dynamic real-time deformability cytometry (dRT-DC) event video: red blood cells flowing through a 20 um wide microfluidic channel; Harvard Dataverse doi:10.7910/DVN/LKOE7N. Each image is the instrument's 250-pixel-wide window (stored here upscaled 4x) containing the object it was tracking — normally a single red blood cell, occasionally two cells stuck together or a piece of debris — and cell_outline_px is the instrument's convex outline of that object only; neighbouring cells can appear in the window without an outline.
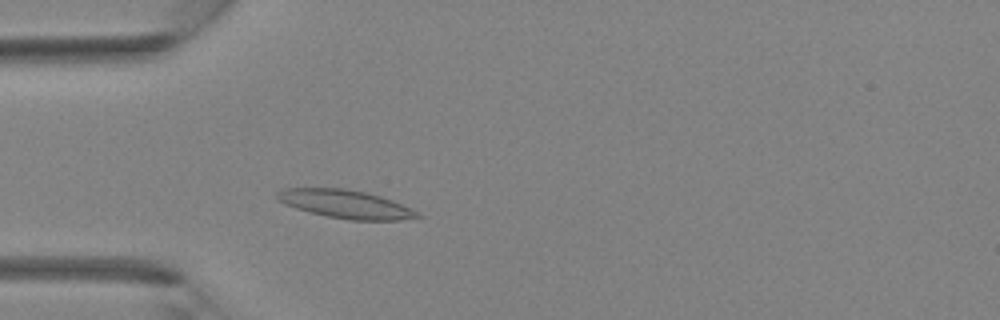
{"species": "Egyptian fruit bat (a non-hibernating species)", "species_latin": "Rousettus aegyptiacus", "temperature_condition": "room temperature", "stored_images_in_passage": 32, "camera_frame_rate_fps": 3000, "um_per_image_px": 0.085, "animal": {"sex": "female"}, "frame": {"image": 1, "passage_image": 6, "time_ms": 1.667, "image_size_px": [1000, 320], "cell_outline_px": [[424, 216], [400, 220], [348, 220], [328, 216], [296, 208], [284, 204], [276, 196], [276, 192], [284, 188], [344, 188], [364, 192], [380, 196], [392, 200], [420, 212]], "centroid_in_image_um": [29.4, 17.35], "position_along_channel_um": 55.6, "area_um2": 23.0}}
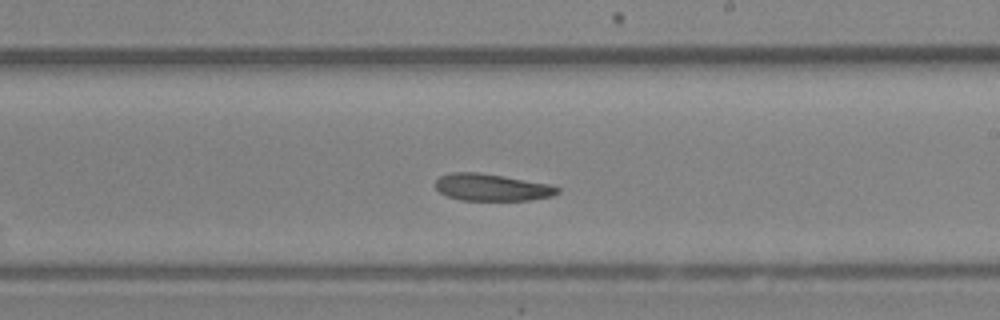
{"frame": {"image": 2, "passage_image": 17, "time_ms": 5.333, "image_size_px": [1000, 320], "cell_outline_px": [[560, 192], [552, 196], [528, 200], [460, 200], [448, 196], [440, 192], [436, 188], [436, 180], [440, 176], [452, 172], [480, 172], [552, 184], [560, 188]], "centroid_in_image_um": [41.83, 15.92], "position_along_channel_um": 247.2, "area_um2": 19.31}}
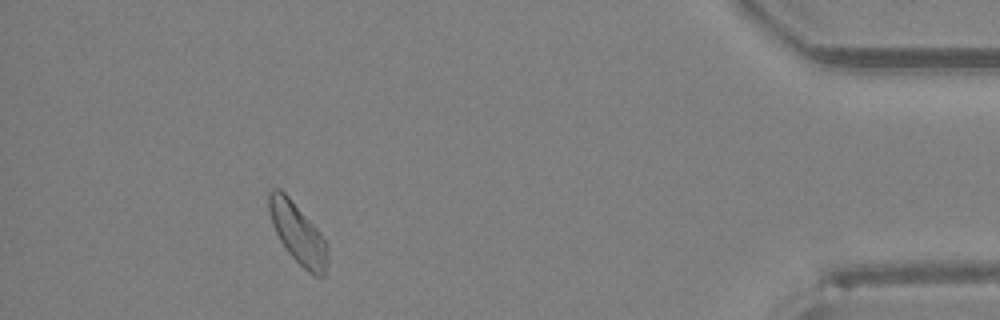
{"frame": {"image": 3, "passage_image": 29, "time_ms": 9.333, "image_size_px": [1000, 320], "cell_outline_px": [[328, 264], [324, 276], [316, 276], [308, 272], [288, 252], [280, 240], [272, 224], [268, 208], [268, 192], [272, 188], [280, 188], [288, 196], [316, 228], [324, 240], [328, 252]], "centroid_in_image_um": [25.3, 19.83], "position_along_channel_um": 409.9, "area_um2": 20.35}}